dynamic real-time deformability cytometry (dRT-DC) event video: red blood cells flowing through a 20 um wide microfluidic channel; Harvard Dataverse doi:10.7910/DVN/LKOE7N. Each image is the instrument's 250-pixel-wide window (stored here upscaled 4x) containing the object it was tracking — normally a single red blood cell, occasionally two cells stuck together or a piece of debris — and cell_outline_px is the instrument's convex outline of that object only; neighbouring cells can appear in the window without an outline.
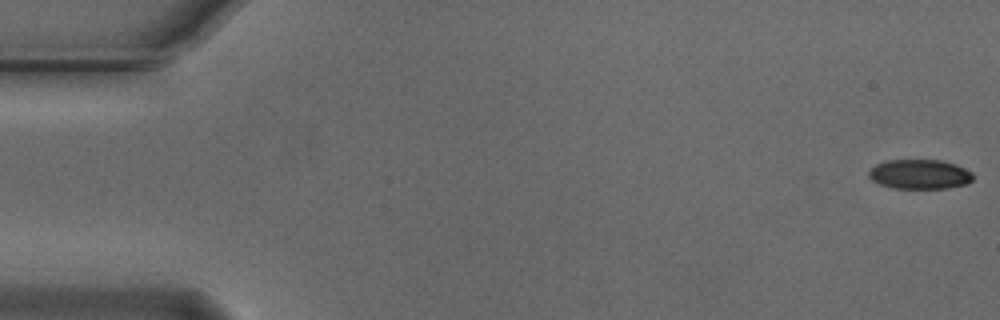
{"species": "Egyptian fruit bat (a non-hibernating species)", "species_latin": "Rousettus aegyptiacus", "temperature_condition": "cold", "stored_images_in_passage": 55, "camera_frame_rate_fps": 3000, "um_per_image_px": 0.085, "animal": {"sex": "male"}, "frame": {"image": 1, "passage_image": 1, "time_ms": 0.0, "image_size_px": [1000, 320], "cell_outline_px": [[972, 180], [968, 184], [948, 188], [892, 188], [880, 184], [872, 180], [868, 176], [868, 172], [876, 164], [888, 160], [940, 160], [964, 168], [972, 172]], "centroid_in_image_um": [78.16, 14.82], "position_along_channel_um": 6.8, "area_um2": 17.86}}
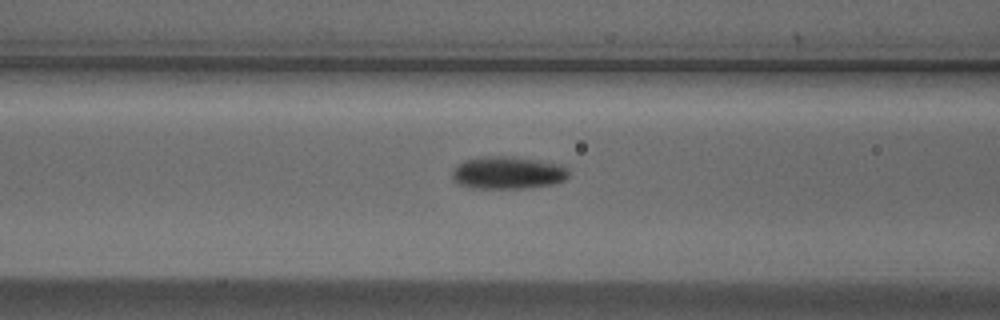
{"frame": {"image": 2, "passage_image": 22, "time_ms": 7.0, "image_size_px": [1000, 320], "cell_outline_px": [[568, 176], [564, 180], [556, 184], [528, 188], [472, 188], [460, 184], [452, 180], [452, 168], [456, 164], [464, 160], [484, 156], [508, 156], [560, 164], [568, 168]], "centroid_in_image_um": [43.13, 14.69], "position_along_channel_um": 123.5, "area_um2": 22.25}}
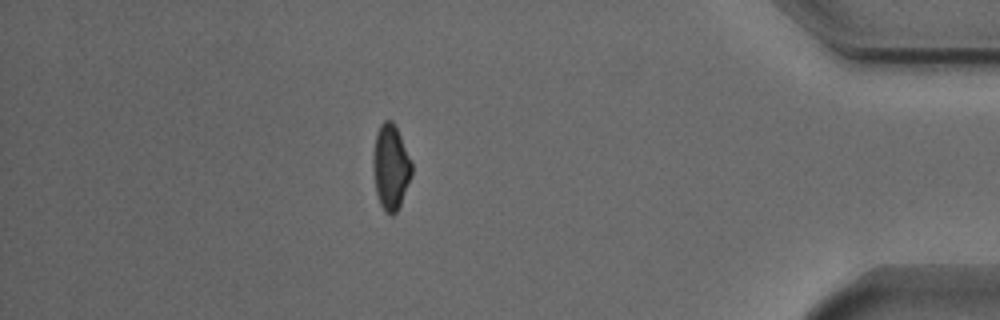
{"frame": {"image": 3, "passage_image": 48, "time_ms": 15.667, "image_size_px": [1000, 320], "cell_outline_px": [[412, 176], [400, 204], [396, 212], [392, 216], [384, 212], [380, 204], [376, 192], [372, 164], [372, 156], [376, 136], [380, 124], [384, 120], [392, 120], [400, 136], [412, 164]], "centroid_in_image_um": [33.2, 14.23], "position_along_channel_um": 402.0, "area_um2": 19.07}, "authors_computed_cell_mechanics": {"area_um2": 19.941, "velocity_mm_per_s": 3.7332, "shape_relaxation_time_tau1_ms": 3.5295, "shape_relaxation_time_tau2_ms": null, "deformation_change_tau1": 0.1101, "deformation_change_tau2": null}}